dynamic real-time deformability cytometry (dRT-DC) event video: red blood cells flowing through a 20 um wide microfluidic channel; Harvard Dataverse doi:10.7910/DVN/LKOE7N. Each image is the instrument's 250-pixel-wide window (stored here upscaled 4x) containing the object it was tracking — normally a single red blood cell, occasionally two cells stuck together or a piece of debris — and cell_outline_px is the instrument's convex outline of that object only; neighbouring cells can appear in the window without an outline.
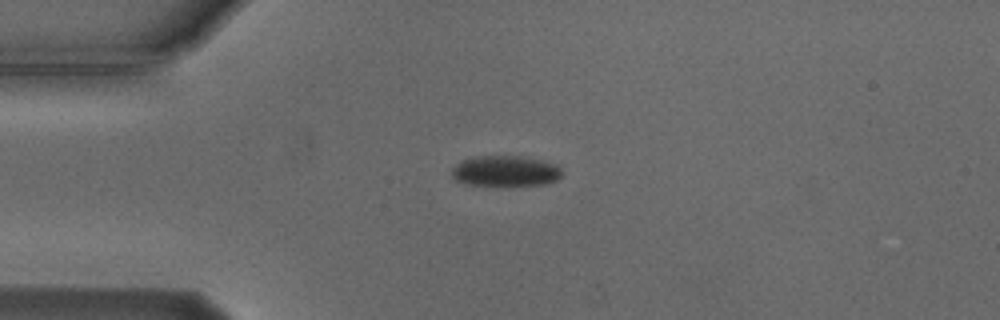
{"species": "Egyptian fruit bat (a non-hibernating species)", "species_latin": "Rousettus aegyptiacus", "temperature_condition": "cold", "stored_images_in_passage": 3, "camera_frame_rate_fps": 3000, "um_per_image_px": 0.085, "animal": {"sex": "male"}, "frame": {"image": 1, "passage_image": 3, "time_ms": 3.333, "image_size_px": [1000, 320], "cell_outline_px": [[564, 172], [556, 180], [544, 184], [504, 188], [464, 184], [456, 180], [452, 176], [452, 168], [460, 160], [476, 156], [520, 156], [540, 160], [556, 164]], "centroid_in_image_um": [42.93, 14.58], "position_along_channel_um": 42.1, "area_um2": 20.52}}